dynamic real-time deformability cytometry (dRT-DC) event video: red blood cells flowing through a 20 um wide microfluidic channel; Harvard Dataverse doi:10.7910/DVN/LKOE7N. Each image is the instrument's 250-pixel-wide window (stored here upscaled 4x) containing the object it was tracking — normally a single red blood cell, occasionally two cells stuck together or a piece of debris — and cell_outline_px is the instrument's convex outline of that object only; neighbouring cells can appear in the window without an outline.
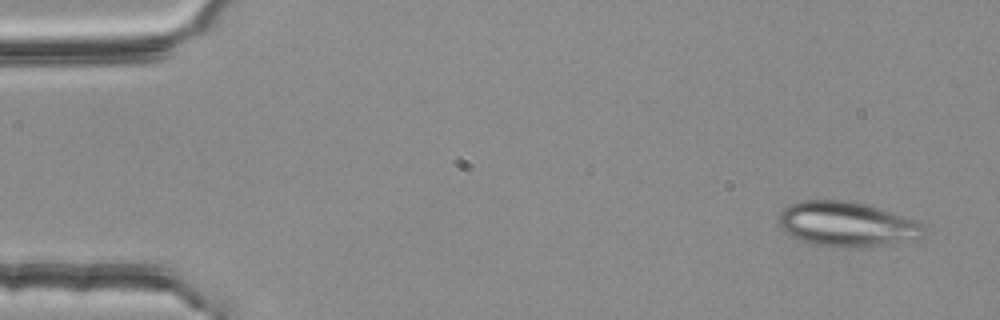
{"species": "common noctule bat (a hibernating species)", "species_latin": "Nyctalus noctula", "temperature_condition": "room temperature", "stored_images_in_passage": 4, "camera_frame_rate_fps": 3000, "um_per_image_px": 0.085, "animal": {"sex": "female", "body_mass_g": 25.1}, "frame": {"image": 1, "passage_image": 1, "time_ms": 0.0, "image_size_px": [1000, 320], "cell_outline_px": [[924, 236], [880, 244], [820, 244], [800, 240], [784, 232], [780, 228], [776, 220], [780, 212], [784, 208], [800, 200], [852, 200], [920, 220], [924, 224]], "centroid_in_image_um": [71.94, 18.97], "position_along_channel_um": 13.1, "area_um2": 36.82}}